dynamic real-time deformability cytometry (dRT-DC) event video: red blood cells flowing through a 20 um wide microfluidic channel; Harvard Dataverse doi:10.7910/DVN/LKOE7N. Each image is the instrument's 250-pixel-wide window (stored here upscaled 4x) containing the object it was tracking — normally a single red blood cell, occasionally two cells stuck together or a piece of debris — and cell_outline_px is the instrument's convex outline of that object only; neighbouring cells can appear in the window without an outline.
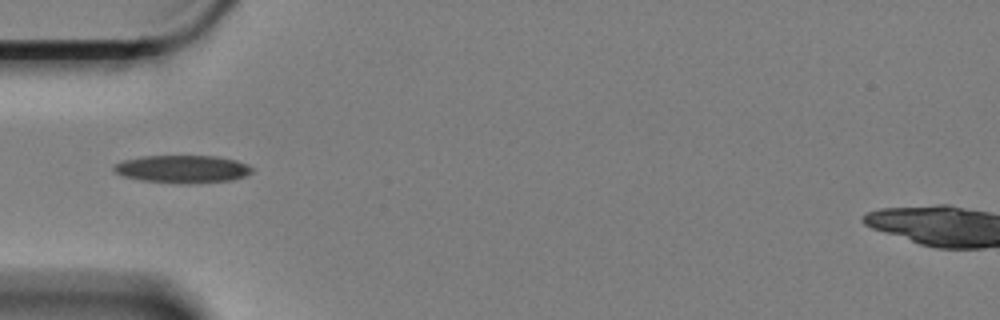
{"species": "Egyptian fruit bat (a non-hibernating species)", "species_latin": "Rousettus aegyptiacus", "temperature_condition": "cold", "stored_images_in_passage": 1, "camera_frame_rate_fps": 3000, "um_per_image_px": 0.085, "animal": {"sex": "female"}, "frame": {"image": 1, "passage_image": 1, "time_ms": 0.0, "image_size_px": [1000, 320], "cell_outline_px": [[252, 172], [244, 176], [232, 180], [192, 184], [176, 184], [140, 180], [124, 176], [116, 172], [112, 168], [112, 164], [124, 160], [140, 156], [216, 156], [236, 160], [248, 164], [252, 168]], "centroid_in_image_um": [15.49, 14.38], "position_along_channel_um": 69.5, "area_um2": 22.6}}